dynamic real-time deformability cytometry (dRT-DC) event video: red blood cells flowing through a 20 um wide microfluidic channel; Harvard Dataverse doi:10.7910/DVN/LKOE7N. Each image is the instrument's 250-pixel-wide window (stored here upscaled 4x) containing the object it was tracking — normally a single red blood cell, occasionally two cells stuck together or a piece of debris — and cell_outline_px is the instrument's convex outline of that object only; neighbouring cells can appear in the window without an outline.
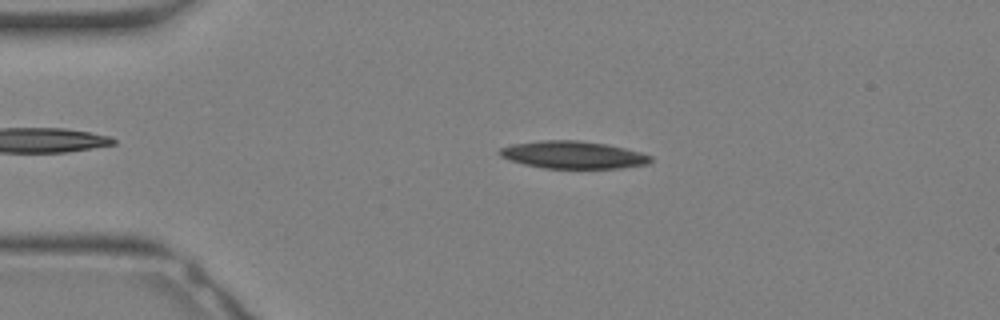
{"species": "Egyptian fruit bat (a non-hibernating species)", "species_latin": "Rousettus aegyptiacus", "temperature_condition": "warm", "stored_images_in_passage": 31, "camera_frame_rate_fps": 3000, "um_per_image_px": 0.085, "animal": {"sex": "female"}, "frame": {"image": 1, "passage_image": 6, "time_ms": 1.667, "image_size_px": [1000, 320], "cell_outline_px": [[652, 160], [648, 164], [620, 168], [544, 168], [524, 164], [508, 160], [500, 156], [496, 152], [500, 148], [512, 144], [540, 140], [580, 140], [604, 144], [624, 148], [640, 152], [652, 156]], "centroid_in_image_um": [48.67, 13.16], "position_along_channel_um": 36.3, "area_um2": 24.22}}
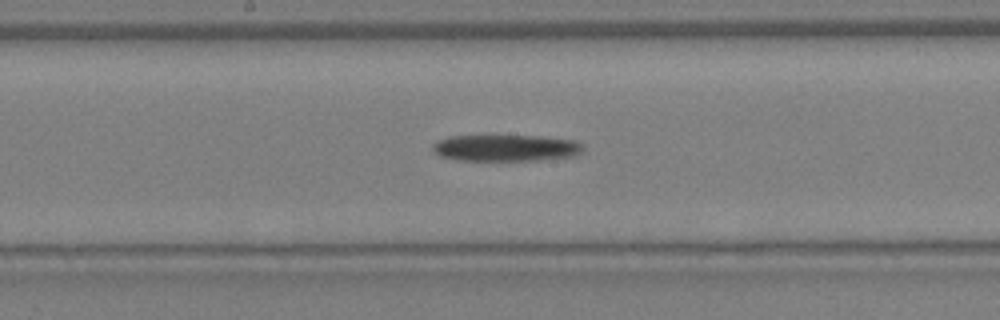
{"frame": {"image": 2, "passage_image": 16, "time_ms": 5.0, "image_size_px": [1000, 320], "cell_outline_px": [[584, 148], [580, 152], [572, 156], [536, 160], [456, 160], [440, 156], [432, 152], [432, 144], [436, 140], [448, 136], [544, 136], [576, 140], [584, 144]], "centroid_in_image_um": [42.96, 12.56], "position_along_channel_um": 205.2, "area_um2": 23.47}}
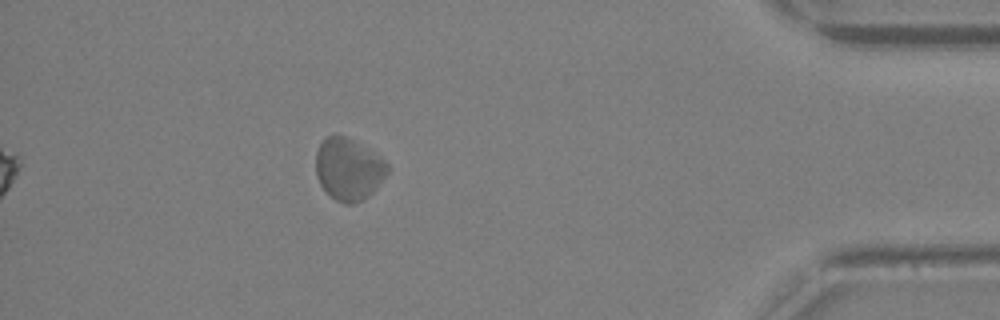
{"frame": {"image": 3, "passage_image": 28, "time_ms": 9.0, "image_size_px": [1000, 320], "cell_outline_px": [[388, 172], [376, 188], [364, 200], [352, 204], [344, 204], [336, 200], [320, 184], [316, 176], [316, 152], [324, 136], [344, 136], [372, 148], [388, 164]], "centroid_in_image_um": [29.64, 14.36], "position_along_channel_um": 405.6, "area_um2": 26.07}}